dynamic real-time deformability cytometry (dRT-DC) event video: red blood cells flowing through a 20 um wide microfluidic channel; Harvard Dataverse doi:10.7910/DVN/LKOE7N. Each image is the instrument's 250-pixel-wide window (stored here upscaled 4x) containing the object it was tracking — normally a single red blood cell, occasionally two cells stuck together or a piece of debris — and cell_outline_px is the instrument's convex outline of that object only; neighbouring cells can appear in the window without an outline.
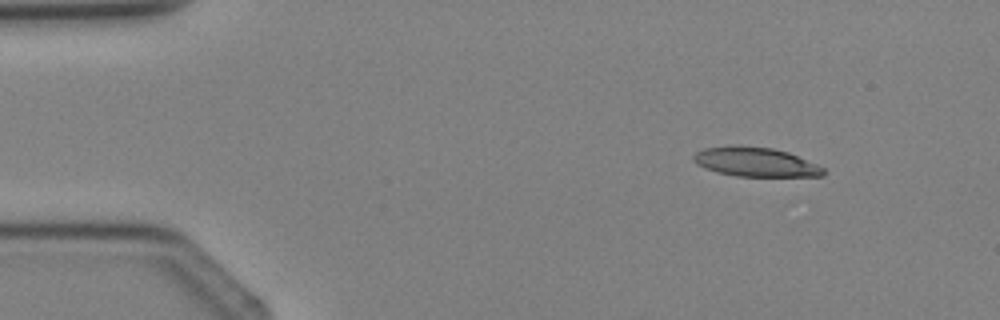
{"species": "Egyptian fruit bat (a non-hibernating species)", "species_latin": "Rousettus aegyptiacus", "temperature_condition": "cold", "stored_images_in_passage": 5, "camera_frame_rate_fps": 3000, "um_per_image_px": 0.085, "animal": {"sex": "female"}, "frame": {"image": 1, "passage_image": 5, "time_ms": 5.667, "image_size_px": [1000, 320], "cell_outline_px": [[824, 176], [736, 176], [716, 172], [704, 168], [696, 164], [692, 160], [692, 156], [696, 152], [704, 148], [736, 144], [772, 148], [788, 152], [816, 164], [824, 168]], "centroid_in_image_um": [64.15, 13.76], "position_along_channel_um": 20.8, "area_um2": 22.31}}